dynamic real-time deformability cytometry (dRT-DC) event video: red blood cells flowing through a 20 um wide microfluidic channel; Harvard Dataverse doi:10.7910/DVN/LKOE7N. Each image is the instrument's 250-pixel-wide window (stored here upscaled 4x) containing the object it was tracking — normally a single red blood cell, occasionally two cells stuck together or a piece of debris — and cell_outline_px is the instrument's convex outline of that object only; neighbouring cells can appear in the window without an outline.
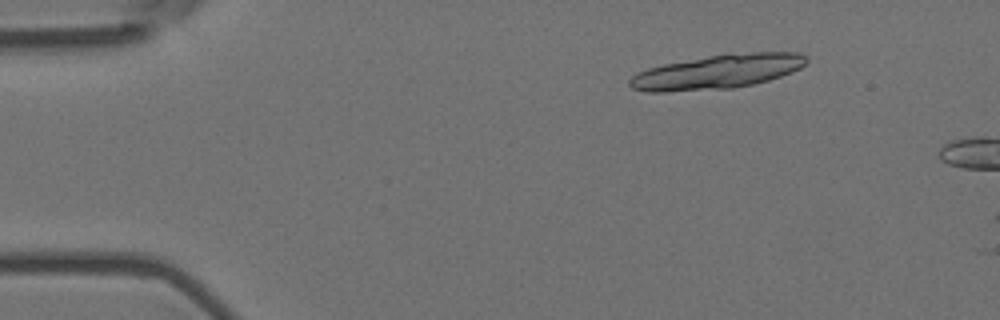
{"species": "Egyptian fruit bat (a non-hibernating species)", "species_latin": "Rousettus aegyptiacus", "temperature_condition": "room temperature", "stored_images_in_passage": 4, "camera_frame_rate_fps": 3000, "um_per_image_px": 0.085, "animal": {"sex": "female"}, "frame": {"image": 1, "passage_image": 2, "time_ms": 0.333, "image_size_px": [1000, 320], "cell_outline_px": [[808, 60], [800, 68], [792, 72], [768, 80], [752, 84], [732, 88], [668, 92], [648, 92], [632, 88], [628, 84], [628, 80], [636, 72], [648, 68], [664, 64], [728, 52], [800, 52], [808, 56]], "centroid_in_image_um": [60.97, 6.08], "position_along_channel_um": 24.0, "area_um2": 35.55}}